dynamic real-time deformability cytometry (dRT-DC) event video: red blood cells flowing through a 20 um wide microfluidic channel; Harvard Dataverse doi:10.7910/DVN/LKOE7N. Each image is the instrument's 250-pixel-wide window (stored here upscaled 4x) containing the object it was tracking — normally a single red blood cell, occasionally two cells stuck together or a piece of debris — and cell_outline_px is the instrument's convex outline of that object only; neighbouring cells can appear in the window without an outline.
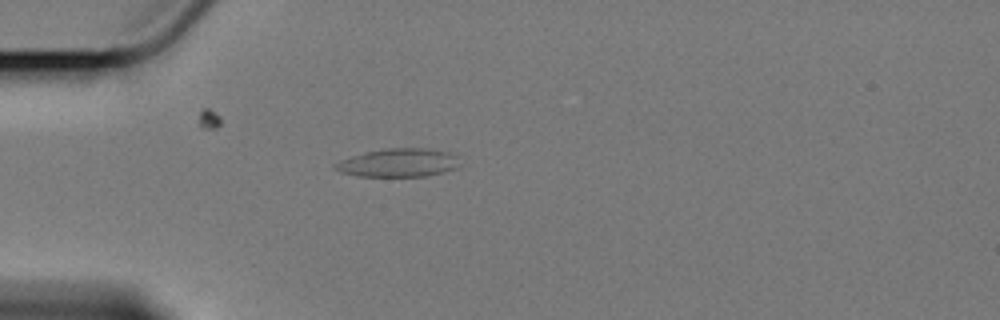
{"species": "Egyptian fruit bat (a non-hibernating species)", "species_latin": "Rousettus aegyptiacus", "temperature_condition": "cold", "stored_images_in_passage": 45, "segment_of_instrument_passage": [1, 2], "camera_frame_rate_fps": 3000, "um_per_image_px": 0.085, "animal": {"sex": "female"}, "frame": {"image": 1, "passage_image": 2, "time_ms": 0.333, "image_size_px": [1000, 320], "cell_outline_px": [[456, 168], [424, 176], [356, 176], [340, 172], [332, 168], [332, 164], [340, 160], [352, 156], [368, 152], [392, 148], [420, 148], [448, 152], [456, 156]], "centroid_in_image_um": [33.77, 13.84], "position_along_channel_um": 51.2, "area_um2": 20.11}}
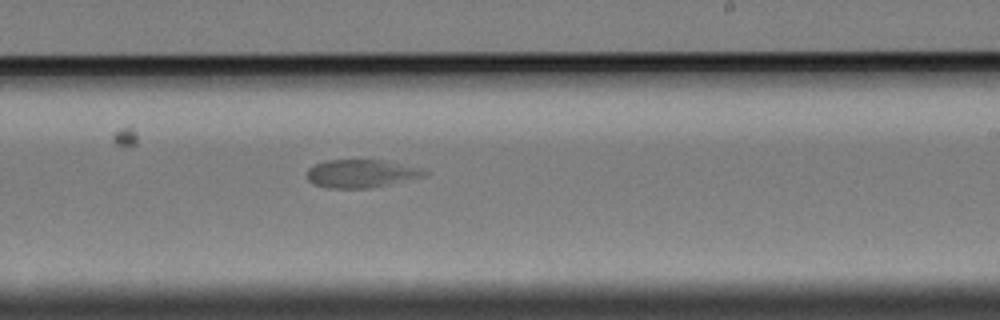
{"frame": {"image": 2, "passage_image": 22, "time_ms": 7.0, "image_size_px": [1000, 320], "cell_outline_px": [[428, 172], [424, 176], [388, 184], [368, 188], [328, 188], [312, 184], [308, 180], [308, 168], [324, 160], [380, 160]], "centroid_in_image_um": [30.56, 14.77], "position_along_channel_um": 258.4, "area_um2": 18.55}}
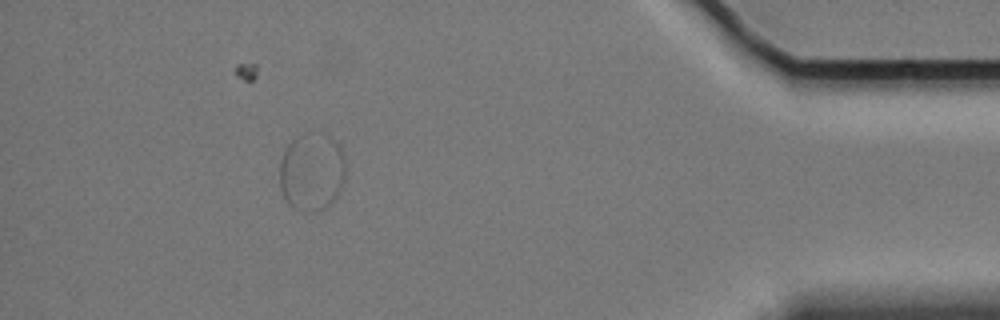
{"frame": {"image": 3, "passage_image": 40, "time_ms": 13.0, "image_size_px": [1000, 320], "cell_outline_px": [[344, 180], [336, 196], [324, 208], [316, 212], [312, 212], [320, 132], [328, 132], [336, 140], [340, 148], [344, 160]], "centroid_in_image_um": [27.86, 14.6], "position_along_channel_um": 407.3, "area_um2": 12.6}}